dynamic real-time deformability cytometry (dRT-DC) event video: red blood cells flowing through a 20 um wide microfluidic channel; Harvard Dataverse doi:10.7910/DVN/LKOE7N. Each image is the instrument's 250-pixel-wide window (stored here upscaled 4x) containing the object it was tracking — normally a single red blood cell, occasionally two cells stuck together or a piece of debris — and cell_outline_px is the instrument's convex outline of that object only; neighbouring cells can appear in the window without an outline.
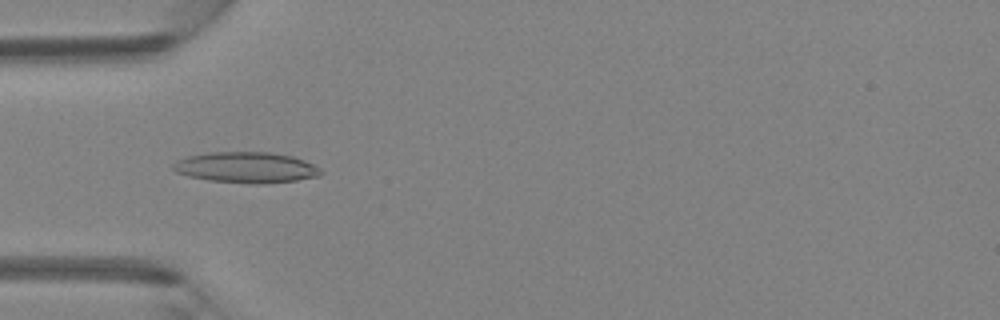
{"species": "Egyptian fruit bat (a non-hibernating species)", "species_latin": "Rousettus aegyptiacus", "temperature_condition": "room temperature", "stored_images_in_passage": 45, "camera_frame_rate_fps": 3000, "um_per_image_px": 0.085, "animal": {"sex": "female"}, "frame": {"image": 1, "passage_image": 14, "time_ms": 4.333, "image_size_px": [1000, 320], "cell_outline_px": [[324, 172], [320, 176], [296, 180], [208, 180], [188, 176], [176, 172], [172, 168], [172, 164], [176, 160], [188, 156], [208, 152], [272, 152], [292, 156], [304, 160], [320, 168]], "centroid_in_image_um": [20.89, 14.17], "position_along_channel_um": 64.1, "area_um2": 25.32}}
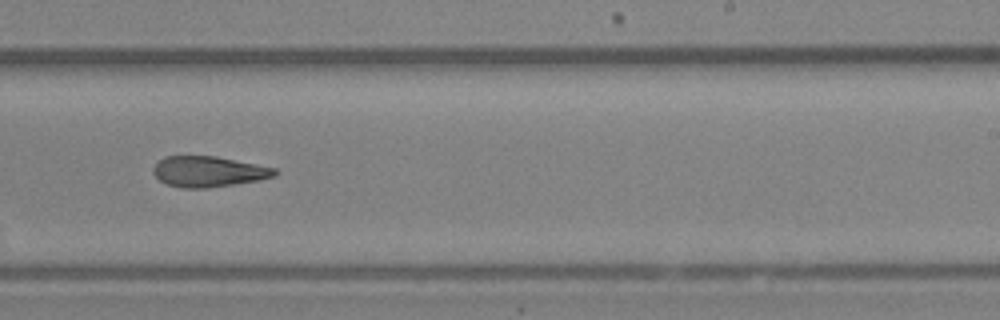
{"frame": {"image": 2, "passage_image": 28, "time_ms": 9.0, "image_size_px": [1000, 320], "cell_outline_px": [[280, 172], [276, 176], [260, 180], [208, 188], [184, 188], [168, 184], [160, 180], [152, 172], [152, 168], [164, 156], [216, 156], [276, 168]], "centroid_in_image_um": [17.76, 14.58], "position_along_channel_um": 271.2, "area_um2": 21.73}}
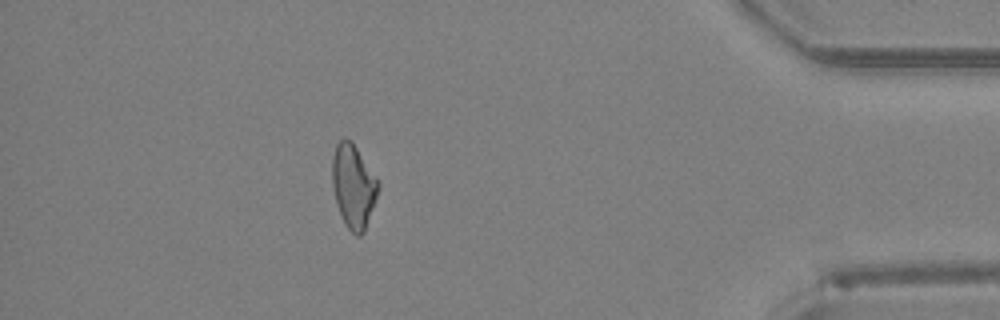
{"frame": {"image": 3, "passage_image": 40, "time_ms": 13.0, "image_size_px": [1000, 320], "cell_outline_px": [[380, 188], [364, 232], [360, 236], [356, 236], [348, 228], [336, 204], [332, 184], [332, 156], [336, 144], [344, 136], [352, 140], [380, 184]], "centroid_in_image_um": [30.03, 15.79], "position_along_channel_um": 405.2, "area_um2": 22.43}}